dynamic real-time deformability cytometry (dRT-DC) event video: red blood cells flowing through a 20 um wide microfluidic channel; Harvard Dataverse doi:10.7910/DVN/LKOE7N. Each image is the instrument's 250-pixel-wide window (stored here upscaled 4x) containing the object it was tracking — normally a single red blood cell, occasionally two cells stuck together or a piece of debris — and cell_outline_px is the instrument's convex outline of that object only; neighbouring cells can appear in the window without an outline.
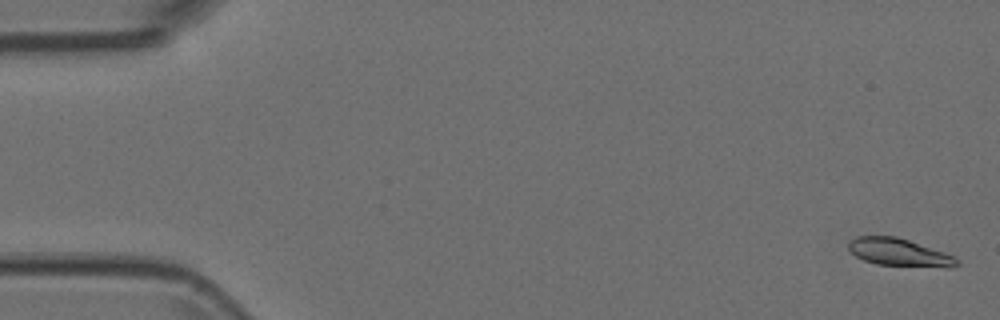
{"species": "Egyptian fruit bat (a non-hibernating species)", "species_latin": "Rousettus aegyptiacus", "temperature_condition": "room temperature", "stored_images_in_passage": 6, "camera_frame_rate_fps": 3000, "um_per_image_px": 0.085, "animal": {"sex": "female"}, "frame": {"image": 1, "passage_image": 1, "time_ms": 0.0, "image_size_px": [1000, 320], "cell_outline_px": [[960, 264], [952, 268], [948, 268], [876, 264], [864, 260], [856, 256], [848, 248], [848, 240], [856, 236], [896, 236], [956, 256], [960, 260]], "centroid_in_image_um": [76.47, 21.46], "position_along_channel_um": 8.5, "area_um2": 17.63}}